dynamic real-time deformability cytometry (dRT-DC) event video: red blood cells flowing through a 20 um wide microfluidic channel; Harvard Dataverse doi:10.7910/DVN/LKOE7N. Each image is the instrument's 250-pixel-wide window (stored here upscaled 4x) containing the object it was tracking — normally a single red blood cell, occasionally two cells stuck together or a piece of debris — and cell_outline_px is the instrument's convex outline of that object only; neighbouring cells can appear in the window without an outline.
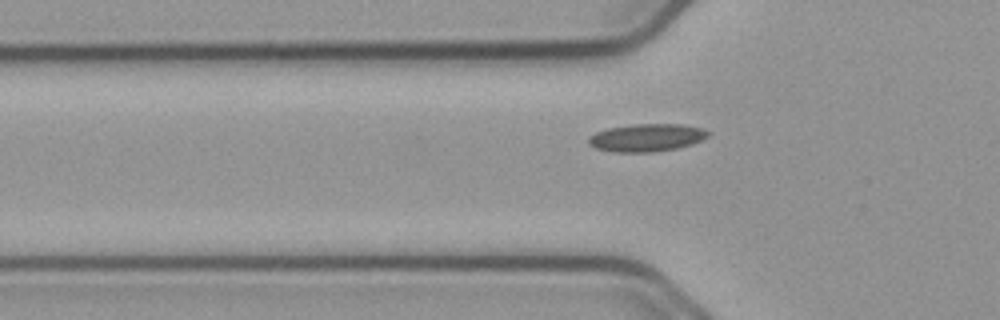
{"species": "common noctule bat (a hibernating species)", "species_latin": "Nyctalus noctula", "temperature_condition": "cold", "stored_images_in_passage": 40, "camera_frame_rate_fps": 3000, "um_per_image_px": 0.085, "animal": {"sex": "male", "body_mass_g": 23.1, "forearm_length_mm": 52.7}, "frame": {"image": 1, "passage_image": 7, "time_ms": 2.0, "image_size_px": [1000, 320], "cell_outline_px": [[712, 132], [708, 136], [692, 144], [676, 148], [652, 152], [612, 152], [596, 148], [588, 144], [588, 136], [596, 132], [608, 128], [632, 124], [684, 124], [704, 128]], "centroid_in_image_um": [54.97, 11.69], "position_along_channel_um": 70.8, "area_um2": 19.48}}
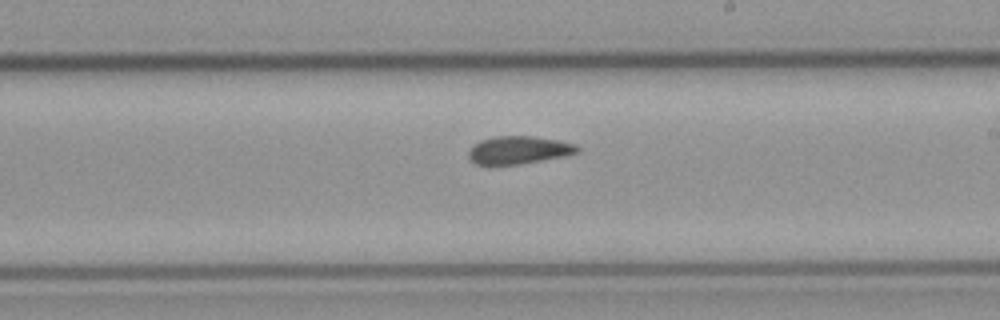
{"frame": {"image": 2, "passage_image": 21, "time_ms": 6.667, "image_size_px": [1000, 320], "cell_outline_px": [[580, 152], [564, 156], [520, 164], [488, 168], [476, 164], [468, 156], [468, 152], [480, 140], [496, 136], [532, 136], [556, 140], [576, 144], [580, 148]], "centroid_in_image_um": [44.06, 12.79], "position_along_channel_um": 244.9, "area_um2": 18.03}}
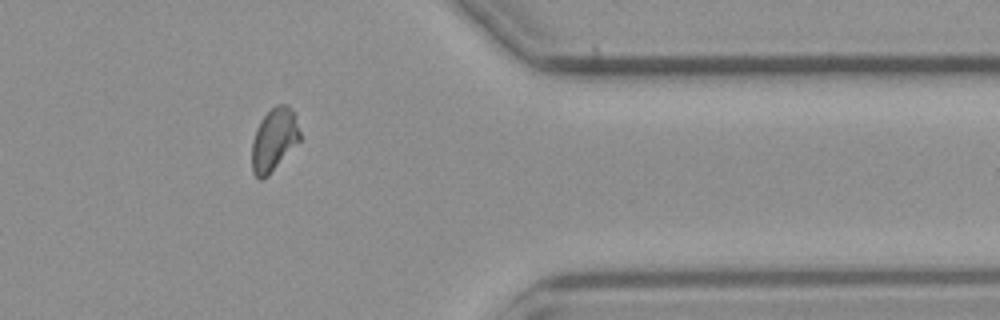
{"frame": {"image": 3, "passage_image": 34, "time_ms": 11.0, "image_size_px": [1000, 320], "cell_outline_px": [[300, 140], [268, 176], [260, 180], [252, 172], [252, 140], [256, 128], [260, 120], [276, 104], [288, 104], [292, 108], [300, 132]], "centroid_in_image_um": [23.28, 11.86], "position_along_channel_um": 388.1, "area_um2": 17.57}, "authors_computed_cell_mechanics": {"area_um2": 17.918, "velocity_mm_per_s": 3.7066, "shape_relaxation_time_tau1_ms": null, "shape_relaxation_time_tau2_ms": 4.9899, "deformation_change_tau1": null, "deformation_change_tau2": 0.096}}